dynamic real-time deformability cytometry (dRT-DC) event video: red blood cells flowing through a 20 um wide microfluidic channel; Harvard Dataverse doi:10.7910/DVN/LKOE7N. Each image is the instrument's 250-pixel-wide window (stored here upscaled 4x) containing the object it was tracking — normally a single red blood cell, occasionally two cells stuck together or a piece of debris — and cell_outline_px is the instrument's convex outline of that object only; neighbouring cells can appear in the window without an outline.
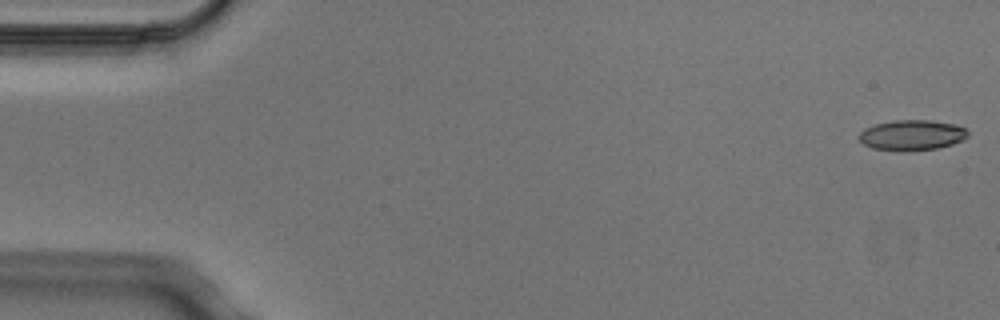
{"species": "Egyptian fruit bat (a non-hibernating species)", "species_latin": "Rousettus aegyptiacus", "temperature_condition": "cold", "stored_images_in_passage": 6, "camera_frame_rate_fps": 3000, "um_per_image_px": 0.085, "animal": {"sex": "male"}, "frame": {"image": 1, "passage_image": 1, "time_ms": 0.0, "image_size_px": [1000, 320], "cell_outline_px": [[968, 136], [964, 140], [952, 144], [936, 148], [904, 152], [900, 152], [872, 148], [864, 144], [860, 140], [860, 132], [864, 128], [876, 124], [896, 120], [928, 120], [956, 124], [964, 128], [968, 132]], "centroid_in_image_um": [77.52, 11.5], "position_along_channel_um": 7.5, "area_um2": 19.36}}